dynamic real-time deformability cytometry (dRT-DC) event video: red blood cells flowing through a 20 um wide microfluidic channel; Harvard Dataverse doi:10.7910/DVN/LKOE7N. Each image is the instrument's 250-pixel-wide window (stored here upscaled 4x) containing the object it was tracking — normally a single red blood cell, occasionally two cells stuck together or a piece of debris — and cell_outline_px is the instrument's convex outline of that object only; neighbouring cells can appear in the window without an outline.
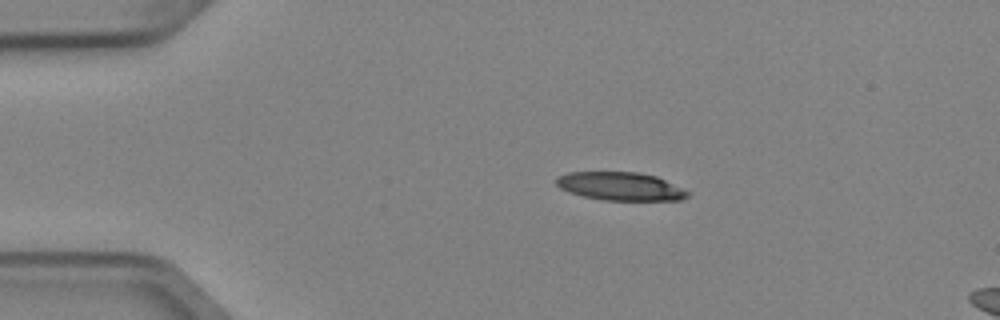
{"species": "Egyptian fruit bat (a non-hibernating species)", "species_latin": "Rousettus aegyptiacus", "temperature_condition": "cold", "stored_images_in_passage": 6, "camera_frame_rate_fps": 3000, "um_per_image_px": 0.085, "animal": {"sex": "female"}, "frame": {"image": 1, "passage_image": 6, "time_ms": 1.667, "image_size_px": [1000, 320], "cell_outline_px": [[688, 196], [680, 200], [604, 200], [584, 196], [568, 192], [560, 188], [556, 184], [556, 180], [560, 176], [568, 172], [640, 172], [656, 176], [688, 192]], "centroid_in_image_um": [52.7, 15.83], "position_along_channel_um": 32.3, "area_um2": 21.33}}